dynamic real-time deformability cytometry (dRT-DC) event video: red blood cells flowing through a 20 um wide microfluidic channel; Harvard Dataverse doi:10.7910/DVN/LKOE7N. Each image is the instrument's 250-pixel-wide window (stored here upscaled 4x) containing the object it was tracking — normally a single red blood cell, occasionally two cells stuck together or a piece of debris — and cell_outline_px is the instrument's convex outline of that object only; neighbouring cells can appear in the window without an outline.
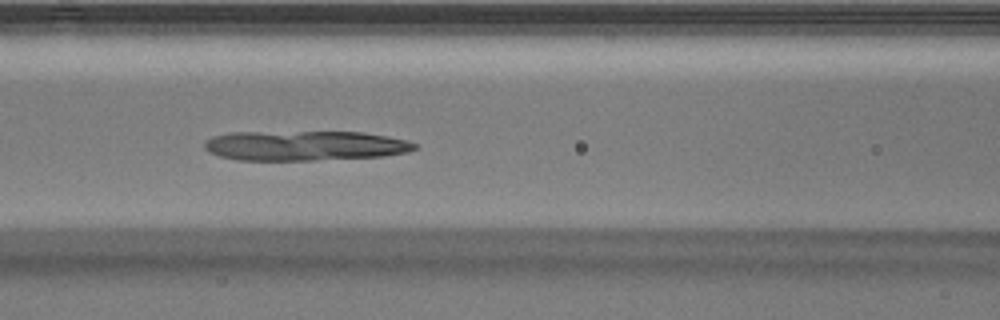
{"species": "Egyptian fruit bat (a non-hibernating species)", "species_latin": "Rousettus aegyptiacus", "temperature_condition": "warm", "stored_images_in_passage": 52, "camera_frame_rate_fps": 3000, "um_per_image_px": 0.085, "animal": {"sex": "male"}, "frame": {"image": 1, "passage_image": 22, "time_ms": 7.0, "image_size_px": [1000, 320], "cell_outline_px": [[416, 148], [408, 152], [384, 156], [316, 160], [236, 160], [220, 156], [208, 152], [204, 148], [204, 144], [212, 136], [228, 132], [364, 132], [404, 140], [416, 144]], "centroid_in_image_um": [25.86, 12.38], "position_along_channel_um": 140.7, "area_um2": 36.53}}
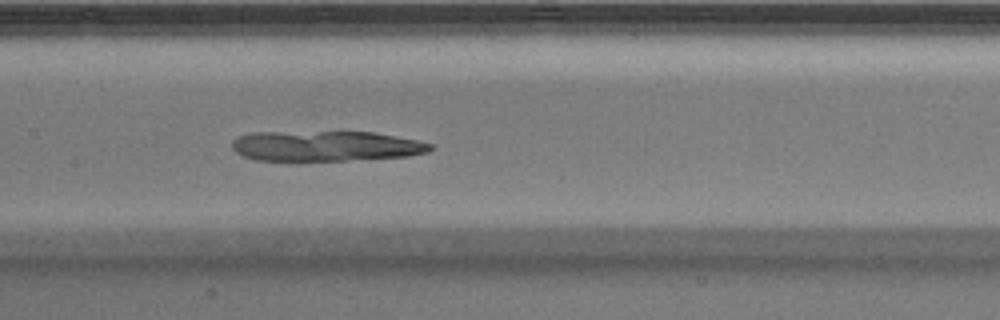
{"frame": {"image": 2, "passage_image": 25, "time_ms": 8.0, "image_size_px": [1000, 320], "cell_outline_px": [[436, 148], [428, 152], [408, 156], [344, 160], [256, 160], [244, 156], [236, 152], [232, 148], [232, 140], [236, 136], [252, 132], [372, 132], [416, 140], [432, 144]], "centroid_in_image_um": [27.67, 12.4], "position_along_channel_um": 179.7, "area_um2": 34.85}}
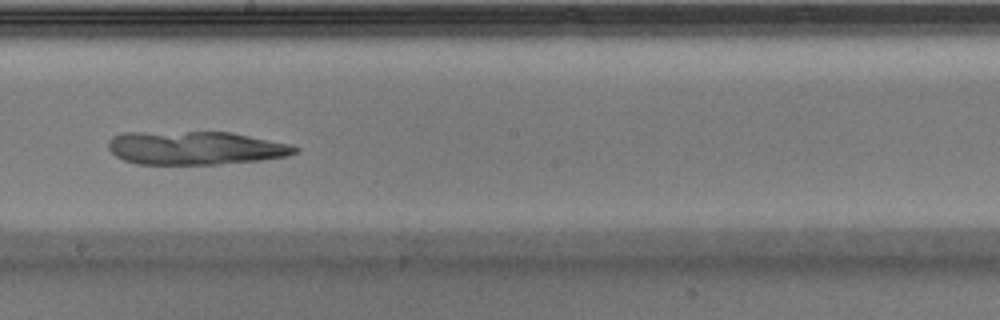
{"frame": {"image": 3, "passage_image": 29, "time_ms": 9.333, "image_size_px": [1000, 320], "cell_outline_px": [[300, 148], [296, 152], [288, 156], [260, 160], [216, 164], [136, 164], [124, 160], [116, 156], [108, 148], [108, 140], [112, 136], [124, 132], [232, 132], [292, 144]], "centroid_in_image_um": [16.61, 12.57], "position_along_channel_um": 231.6, "area_um2": 36.59}}